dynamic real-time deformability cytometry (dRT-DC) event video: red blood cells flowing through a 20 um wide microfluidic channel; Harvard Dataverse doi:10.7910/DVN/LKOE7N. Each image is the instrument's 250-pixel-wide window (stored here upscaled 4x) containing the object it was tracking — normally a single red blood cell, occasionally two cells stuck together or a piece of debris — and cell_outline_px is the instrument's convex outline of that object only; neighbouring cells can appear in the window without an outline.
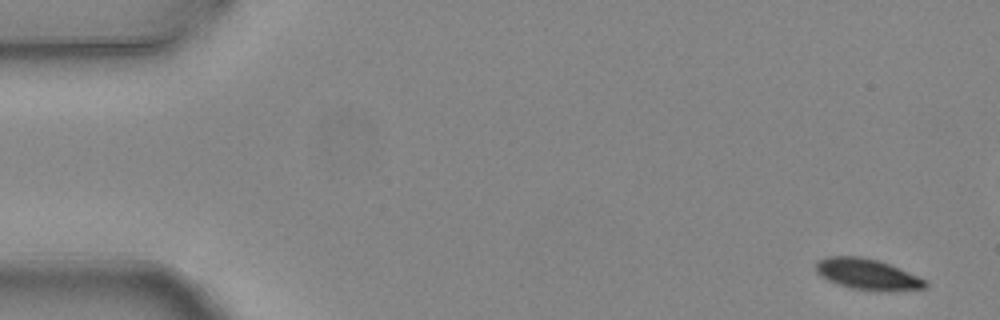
{"species": "common noctule bat (a hibernating species)", "species_latin": "Nyctalus noctula", "temperature_condition": "warm", "stored_images_in_passage": 4, "camera_frame_rate_fps": 3000, "um_per_image_px": 0.085, "animal": {"sex": "female", "body_mass_g": 24.6, "forearm_length_mm": 56.2}, "frame": {"image": 1, "passage_image": 1, "time_ms": 0.0, "image_size_px": [1000, 320], "cell_outline_px": [[928, 284], [924, 288], [884, 292], [880, 292], [852, 288], [828, 280], [820, 276], [816, 272], [816, 260], [828, 256], [860, 256], [880, 260], [928, 280]], "centroid_in_image_um": [73.75, 23.31], "position_along_channel_um": 11.3, "area_um2": 19.94}}